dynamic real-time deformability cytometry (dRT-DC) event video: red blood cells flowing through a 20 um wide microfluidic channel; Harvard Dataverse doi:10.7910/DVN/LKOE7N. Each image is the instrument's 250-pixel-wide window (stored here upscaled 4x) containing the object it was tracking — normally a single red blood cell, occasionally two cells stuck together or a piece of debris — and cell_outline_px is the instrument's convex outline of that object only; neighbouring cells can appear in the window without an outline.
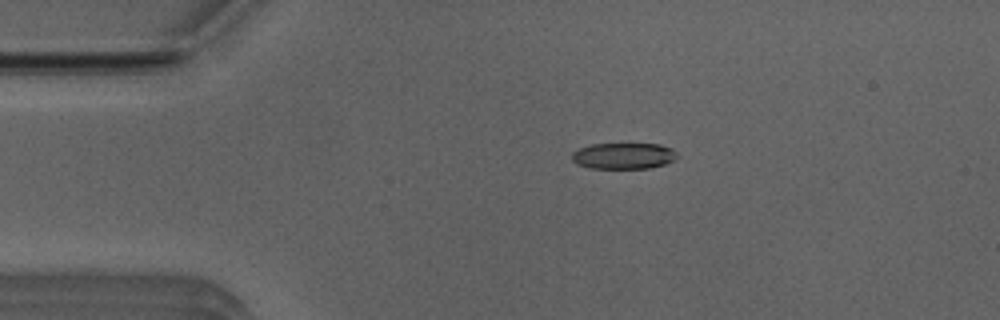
{"species": "Egyptian fruit bat (a non-hibernating species)", "species_latin": "Rousettus aegyptiacus", "temperature_condition": "room temperature", "stored_images_in_passage": 44, "camera_frame_rate_fps": 3000, "um_per_image_px": 0.085, "animal": {"sex": "male"}, "frame": {"image": 1, "passage_image": 2, "time_ms": 0.333, "image_size_px": [1000, 320], "cell_outline_px": [[676, 156], [672, 160], [664, 164], [648, 168], [588, 168], [576, 164], [572, 160], [572, 152], [580, 148], [592, 144], [660, 144], [672, 148], [676, 152]], "centroid_in_image_um": [52.96, 13.25], "position_along_channel_um": 32.0, "area_um2": 15.95}}
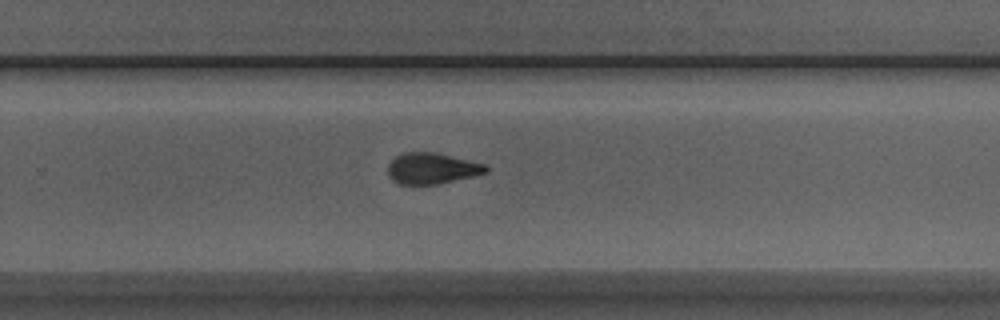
{"frame": {"image": 2, "passage_image": 25, "time_ms": 8.0, "image_size_px": [1000, 320], "cell_outline_px": [[488, 172], [472, 176], [436, 184], [400, 184], [392, 180], [388, 176], [388, 164], [396, 156], [404, 152], [436, 152], [484, 164], [488, 168]], "centroid_in_image_um": [36.68, 14.31], "position_along_channel_um": 293.1, "area_um2": 17.57}}
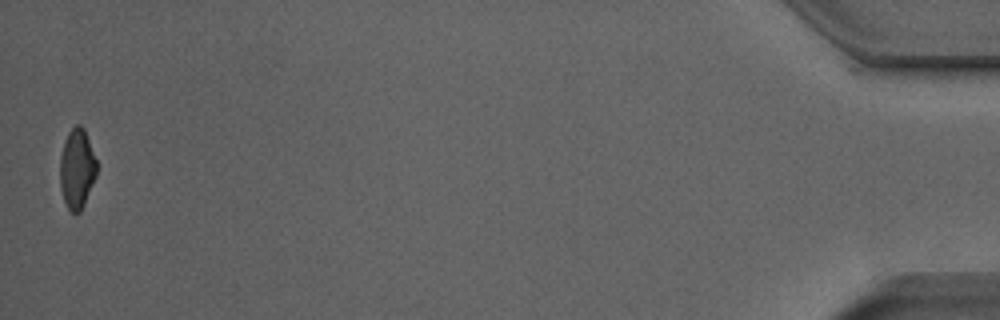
{"frame": {"image": 3, "passage_image": 43, "time_ms": 14.0, "image_size_px": [1000, 320], "cell_outline_px": [[96, 176], [84, 204], [80, 212], [72, 212], [68, 208], [64, 200], [60, 188], [60, 156], [64, 140], [68, 132], [76, 124], [80, 124], [84, 128], [96, 160]], "centroid_in_image_um": [6.53, 14.32], "position_along_channel_um": 428.7, "area_um2": 16.99}}